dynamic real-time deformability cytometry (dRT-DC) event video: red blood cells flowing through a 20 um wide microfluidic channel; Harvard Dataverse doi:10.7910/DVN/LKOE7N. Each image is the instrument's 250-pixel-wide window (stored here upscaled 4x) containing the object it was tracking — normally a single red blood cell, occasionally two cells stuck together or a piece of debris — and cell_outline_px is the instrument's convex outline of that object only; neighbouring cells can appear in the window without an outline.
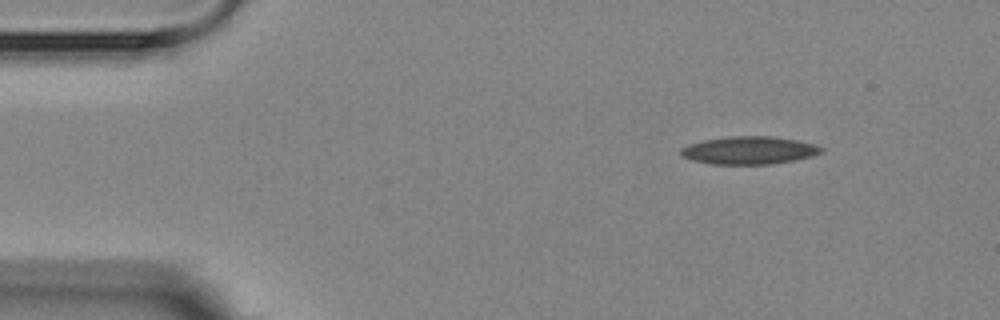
{"species": "Egyptian fruit bat (a non-hibernating species)", "species_latin": "Rousettus aegyptiacus", "temperature_condition": "room temperature", "stored_images_in_passage": 3, "camera_frame_rate_fps": 3000, "um_per_image_px": 0.085, "animal": {"sex": "female"}, "frame": {"image": 1, "passage_image": 1, "time_ms": 0.0, "image_size_px": [1000, 320], "cell_outline_px": [[824, 152], [812, 156], [796, 160], [768, 164], [712, 164], [692, 160], [680, 156], [680, 148], [688, 144], [704, 140], [728, 136], [772, 136], [796, 140], [816, 144], [824, 148]], "centroid_in_image_um": [63.68, 12.77], "position_along_channel_um": 21.3, "area_um2": 22.95}}